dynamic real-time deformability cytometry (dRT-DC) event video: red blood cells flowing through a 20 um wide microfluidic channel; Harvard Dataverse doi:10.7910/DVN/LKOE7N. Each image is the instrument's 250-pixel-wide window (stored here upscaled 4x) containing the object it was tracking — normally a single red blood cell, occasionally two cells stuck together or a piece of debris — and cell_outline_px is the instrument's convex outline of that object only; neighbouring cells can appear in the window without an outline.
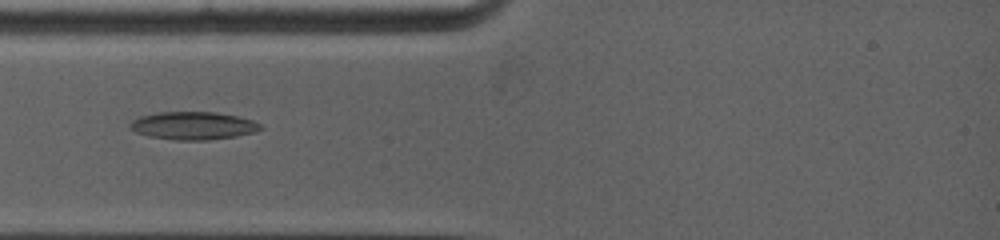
{"species": "common noctule bat (a hibernating species)", "species_latin": "Nyctalus noctula", "temperature_condition": "warm", "stored_images_in_passage": 40, "camera_frame_rate_fps": 5000, "um_per_image_px": 0.085, "animal": {"sex": "female", "body_mass_g": 19.0, "forearm_length_mm": 53.3}, "frame": {"image": 1, "passage_image": 12, "time_ms": 2.6, "image_size_px": [1000, 240], "cell_outline_px": [[264, 128], [252, 132], [236, 136], [208, 140], [176, 140], [148, 136], [136, 132], [128, 124], [132, 120], [140, 116], [160, 112], [216, 112], [236, 116], [252, 120], [260, 124]], "centroid_in_image_um": [16.41, 10.68], "position_along_channel_um": 68.6, "area_um2": 21.04}}
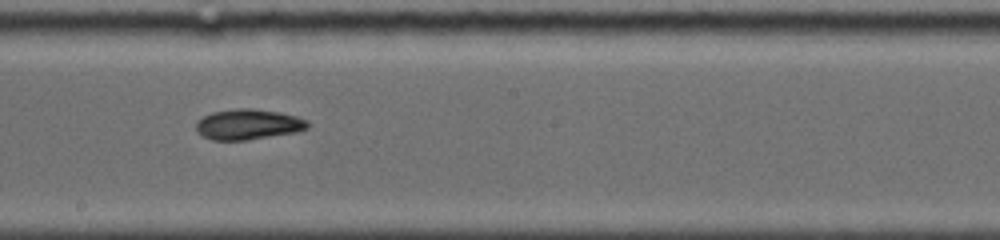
{"frame": {"image": 2, "passage_image": 20, "time_ms": 6.6, "image_size_px": [1000, 240], "cell_outline_px": [[308, 128], [296, 132], [248, 140], [212, 140], [196, 132], [196, 124], [204, 116], [212, 112], [236, 108], [252, 108], [280, 112], [296, 116], [308, 120]], "centroid_in_image_um": [21.11, 10.57], "position_along_channel_um": 227.1, "area_um2": 19.83}}
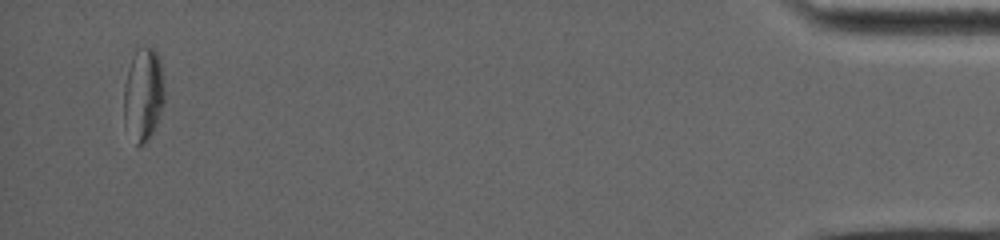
{"frame": {"image": 3, "passage_image": 36, "time_ms": 14.6, "image_size_px": [1000, 240], "cell_outline_px": [[164, 100], [156, 124], [148, 140], [140, 144], [136, 144], [124, 124], [124, 84], [128, 68], [132, 56], [136, 48], [152, 48], [160, 56], [164, 88]], "centroid_in_image_um": [12.17, 7.99], "position_along_channel_um": 423.0, "area_um2": 21.96}}